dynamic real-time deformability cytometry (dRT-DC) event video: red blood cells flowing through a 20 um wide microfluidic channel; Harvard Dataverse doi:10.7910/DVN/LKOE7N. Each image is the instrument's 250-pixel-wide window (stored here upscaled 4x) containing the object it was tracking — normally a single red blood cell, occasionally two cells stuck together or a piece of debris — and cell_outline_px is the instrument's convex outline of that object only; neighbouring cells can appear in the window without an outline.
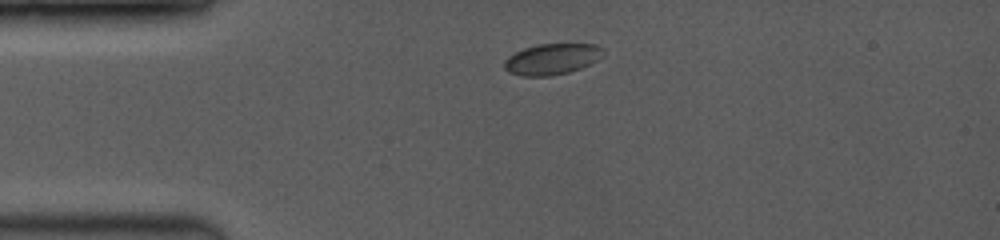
{"species": "common noctule bat (a hibernating species)", "species_latin": "Nyctalus noctula", "temperature_condition": "room temperature", "stored_images_in_passage": 2, "camera_frame_rate_fps": 3500, "um_per_image_px": 0.085, "animal": {"sex": "female", "body_mass_g": 19.0, "forearm_length_mm": 53.3}, "frame": {"image": 1, "passage_image": 1, "time_ms": 0.0, "image_size_px": [1000, 240], "cell_outline_px": [[604, 56], [580, 68], [568, 72], [548, 76], [520, 76], [508, 72], [504, 68], [504, 60], [508, 56], [524, 48], [540, 44], [596, 44], [604, 48]], "centroid_in_image_um": [46.91, 5.02], "position_along_channel_um": 38.1, "area_um2": 17.86}}